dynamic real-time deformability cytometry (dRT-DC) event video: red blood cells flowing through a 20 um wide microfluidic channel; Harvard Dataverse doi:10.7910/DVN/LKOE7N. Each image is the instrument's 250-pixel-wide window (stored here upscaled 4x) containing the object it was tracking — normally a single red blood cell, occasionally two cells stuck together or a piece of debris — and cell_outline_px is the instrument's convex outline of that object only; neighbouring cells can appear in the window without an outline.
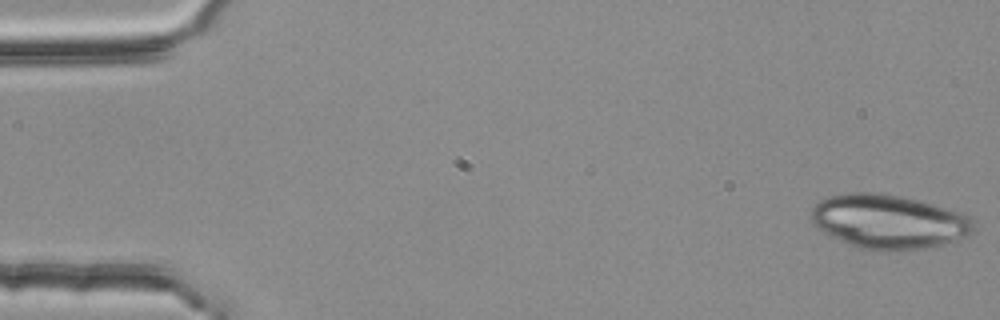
{"species": "common noctule bat (a hibernating species)", "species_latin": "Nyctalus noctula", "temperature_condition": "room temperature", "stored_images_in_passage": 8, "camera_frame_rate_fps": 3000, "um_per_image_px": 0.085, "animal": {"sex": "female", "body_mass_g": 25.1}, "frame": {"image": 1, "passage_image": 1, "time_ms": 0.0, "image_size_px": [1000, 320], "cell_outline_px": [[976, 228], [968, 236], [940, 244], [920, 248], [884, 252], [876, 252], [860, 248], [848, 244], [824, 232], [812, 224], [812, 208], [820, 200], [828, 196], [848, 192], [884, 192], [920, 200], [960, 212], [968, 216], [972, 220]], "centroid_in_image_um": [75.52, 18.82], "position_along_channel_um": 9.5, "area_um2": 51.5}}